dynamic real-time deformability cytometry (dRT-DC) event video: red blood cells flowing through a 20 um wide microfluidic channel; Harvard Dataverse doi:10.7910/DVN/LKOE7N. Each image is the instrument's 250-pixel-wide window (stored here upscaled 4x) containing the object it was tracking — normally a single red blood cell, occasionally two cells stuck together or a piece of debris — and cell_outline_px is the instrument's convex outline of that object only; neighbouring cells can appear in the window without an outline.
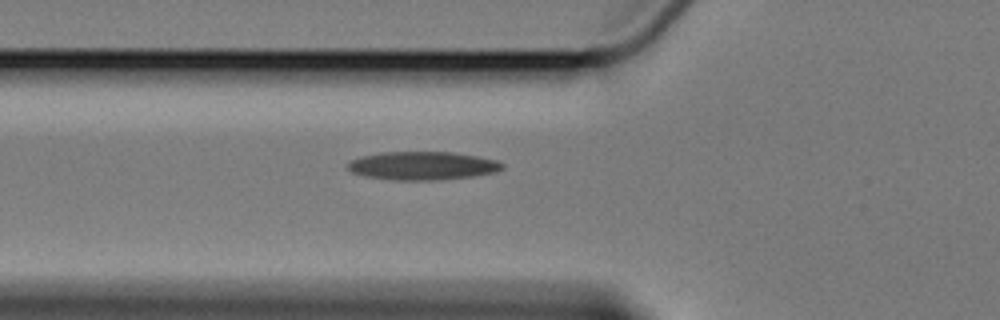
{"species": "Egyptian fruit bat (a non-hibernating species)", "species_latin": "Rousettus aegyptiacus", "temperature_condition": "cold", "stored_images_in_passage": 4, "camera_frame_rate_fps": 3000, "um_per_image_px": 0.085, "animal": {"sex": "female"}, "frame": {"image": 1, "passage_image": 4, "time_ms": 3.667, "image_size_px": [1000, 320], "cell_outline_px": [[504, 168], [496, 172], [472, 176], [432, 180], [396, 180], [364, 176], [352, 172], [348, 168], [348, 164], [352, 160], [360, 156], [380, 152], [452, 152], [476, 156], [496, 160], [504, 164]], "centroid_in_image_um": [35.91, 14.08], "position_along_channel_um": 89.9, "area_um2": 25.37}}